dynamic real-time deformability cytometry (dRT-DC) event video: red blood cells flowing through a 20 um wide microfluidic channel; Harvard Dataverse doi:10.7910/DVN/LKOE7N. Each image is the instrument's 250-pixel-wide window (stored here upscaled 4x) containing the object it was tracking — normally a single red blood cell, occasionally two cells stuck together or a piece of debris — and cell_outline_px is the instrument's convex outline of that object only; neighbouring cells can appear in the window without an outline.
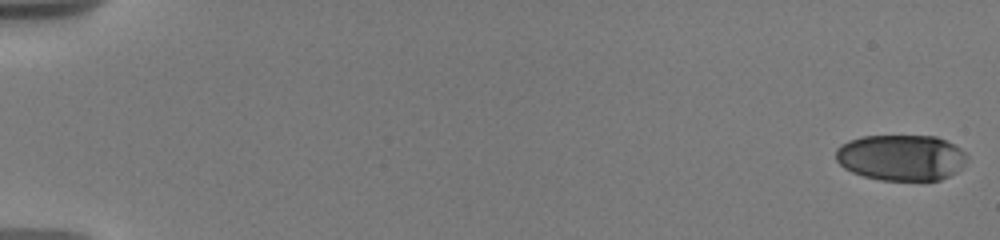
{"species": "human", "species_latin": "Homo sapiens", "temperature_condition": "warm", "stored_images_in_passage": 62, "camera_frame_rate_fps": 3000, "um_per_image_px": 0.085, "donor": {"sex": "male"}, "frame": {"image": 1, "passage_image": 1, "time_ms": 0.0, "image_size_px": [1000, 240], "cell_outline_px": [[968, 156], [964, 164], [956, 172], [940, 180], [880, 180], [864, 176], [852, 172], [844, 168], [836, 160], [836, 148], [840, 144], [848, 140], [864, 136], [936, 136], [960, 148]], "centroid_in_image_um": [76.57, 13.39], "position_along_channel_um": 8.4, "area_um2": 35.14}}
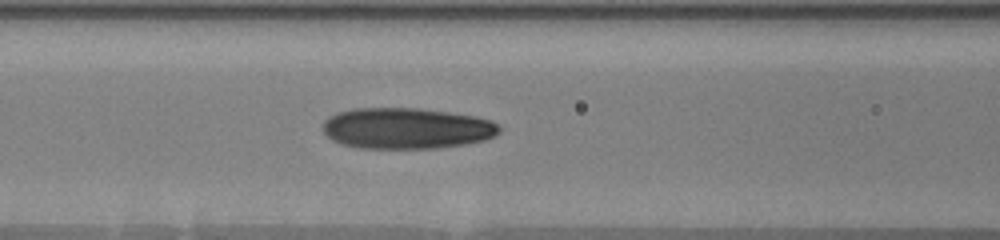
{"frame": {"image": 2, "passage_image": 24, "time_ms": 8.333, "image_size_px": [1000, 240], "cell_outline_px": [[500, 132], [496, 136], [484, 140], [468, 144], [436, 148], [360, 148], [340, 144], [332, 140], [324, 132], [324, 120], [328, 116], [336, 112], [352, 108], [420, 108], [476, 116], [492, 120], [500, 124]], "centroid_in_image_um": [34.58, 10.9], "position_along_channel_um": 132.0, "area_um2": 42.66}}
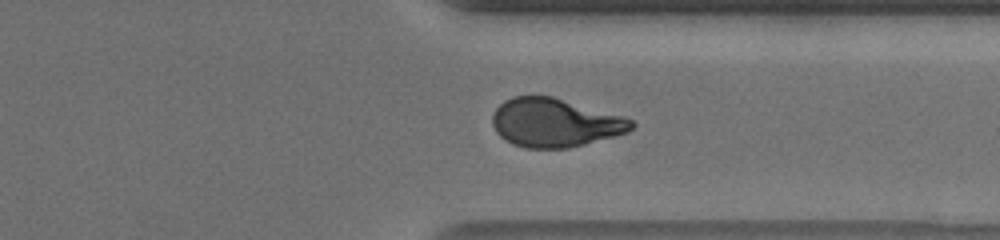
{"frame": {"image": 3, "passage_image": 48, "time_ms": 14.667, "image_size_px": [1000, 240], "cell_outline_px": [[636, 124], [628, 132], [584, 144], [568, 148], [528, 148], [512, 144], [504, 140], [496, 132], [492, 124], [492, 116], [496, 108], [504, 100], [512, 96], [552, 96], [624, 116], [632, 120]], "centroid_in_image_um": [47.15, 10.42], "position_along_channel_um": 364.3, "area_um2": 39.42}, "authors_computed_cell_mechanics": {"area_um2": 39.5352, "velocity_mm_per_s": 3.6733, "shape_relaxation_time_tau1_ms": 7.745, "shape_relaxation_time_tau2_ms": 1.4983, "deformation_change_tau1": 0.26, "deformation_change_tau2": 0.0826}}